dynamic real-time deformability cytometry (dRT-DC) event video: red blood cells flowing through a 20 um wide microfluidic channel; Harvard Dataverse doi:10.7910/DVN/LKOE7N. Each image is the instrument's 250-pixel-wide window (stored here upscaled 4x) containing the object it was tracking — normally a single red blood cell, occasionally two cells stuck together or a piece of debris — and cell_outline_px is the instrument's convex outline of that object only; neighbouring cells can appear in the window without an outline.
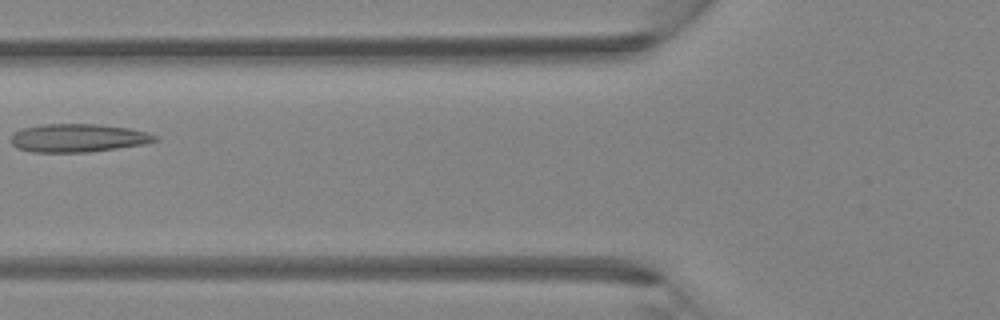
{"species": "Egyptian fruit bat (a non-hibernating species)", "species_latin": "Rousettus aegyptiacus", "temperature_condition": "room temperature", "stored_images_in_passage": 4, "camera_frame_rate_fps": 3000, "um_per_image_px": 0.085, "animal": {"sex": "female"}, "frame": {"image": 1, "passage_image": 4, "time_ms": 1.0, "image_size_px": [1000, 320], "cell_outline_px": [[160, 140], [144, 144], [88, 152], [32, 152], [16, 148], [12, 144], [12, 136], [16, 132], [24, 128], [40, 124], [96, 124], [128, 128], [148, 132], [160, 136]], "centroid_in_image_um": [6.68, 11.73], "position_along_channel_um": 119.1, "area_um2": 23.7}}